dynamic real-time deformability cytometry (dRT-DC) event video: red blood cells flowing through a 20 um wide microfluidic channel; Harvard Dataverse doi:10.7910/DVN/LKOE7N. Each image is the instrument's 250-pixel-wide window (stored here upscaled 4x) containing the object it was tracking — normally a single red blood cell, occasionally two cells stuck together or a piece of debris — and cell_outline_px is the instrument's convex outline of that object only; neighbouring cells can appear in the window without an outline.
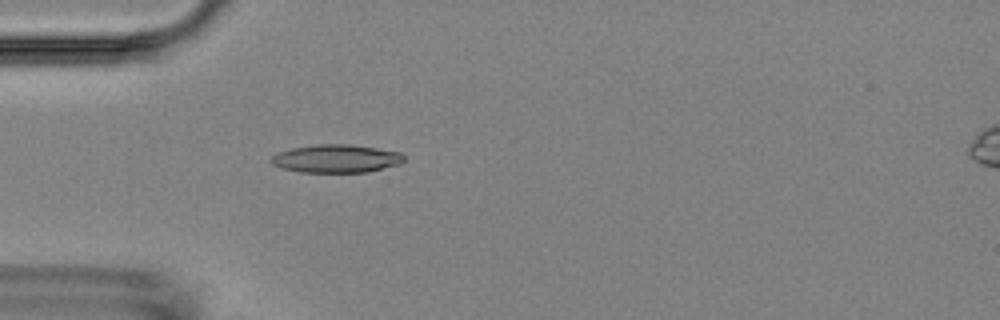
{"species": "Egyptian fruit bat (a non-hibernating species)", "species_latin": "Rousettus aegyptiacus", "temperature_condition": "room temperature", "stored_images_in_passage": 1, "camera_frame_rate_fps": 3000, "um_per_image_px": 0.085, "animal": {"sex": "female"}, "frame": {"image": 1, "passage_image": 1, "time_ms": 0.0, "image_size_px": [1000, 320], "cell_outline_px": [[404, 160], [400, 164], [368, 172], [300, 172], [284, 168], [272, 164], [268, 160], [276, 152], [292, 148], [316, 144], [348, 144], [376, 148], [400, 152], [404, 156]], "centroid_in_image_um": [28.56, 13.48], "position_along_channel_um": 56.4, "area_um2": 21.79}}